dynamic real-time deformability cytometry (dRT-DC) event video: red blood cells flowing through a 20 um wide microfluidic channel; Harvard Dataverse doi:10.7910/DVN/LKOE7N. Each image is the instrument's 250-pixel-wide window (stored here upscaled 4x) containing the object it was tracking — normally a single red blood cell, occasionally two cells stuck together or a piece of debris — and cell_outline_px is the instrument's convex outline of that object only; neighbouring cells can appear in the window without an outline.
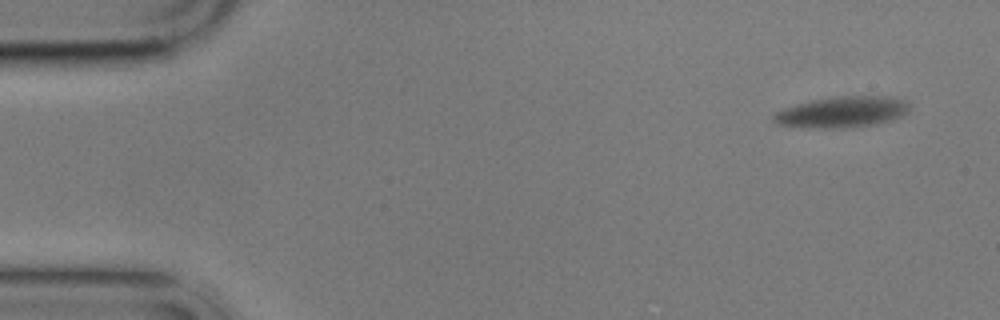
{"species": "common noctule bat (a hibernating species)", "species_latin": "Nyctalus noctula", "temperature_condition": "cold", "stored_images_in_passage": 5, "camera_frame_rate_fps": 3000, "um_per_image_px": 0.085, "animal": {"sex": "male", "body_mass_g": 17.9}, "frame": {"image": 1, "passage_image": 1, "time_ms": 0.0, "image_size_px": [1000, 320], "cell_outline_px": [[908, 112], [904, 116], [892, 120], [876, 124], [856, 128], [800, 128], [776, 124], [772, 120], [772, 116], [776, 112], [784, 108], [796, 104], [812, 100], [840, 96], [888, 96], [904, 100], [908, 104]], "centroid_in_image_um": [71.57, 9.54], "position_along_channel_um": 13.4, "area_um2": 24.97}}
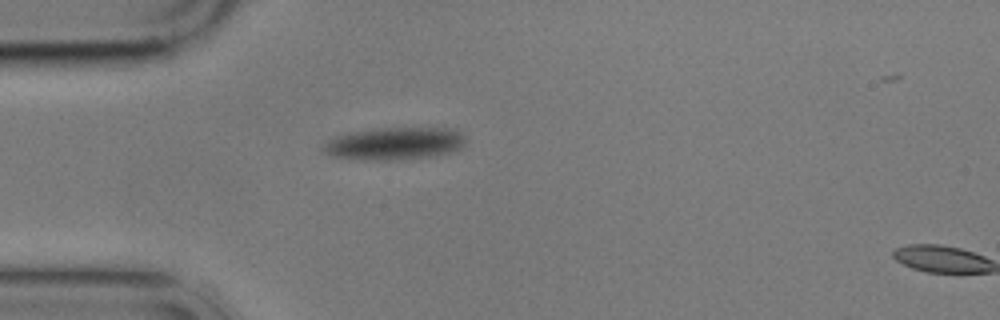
{"frame": {"image": 2, "passage_image": 4, "time_ms": 4.667, "image_size_px": [1000, 320], "cell_outline_px": [[464, 148], [456, 152], [432, 156], [400, 160], [360, 160], [332, 156], [320, 152], [320, 148], [328, 140], [336, 136], [348, 132], [380, 128], [456, 128], [464, 136]], "centroid_in_image_um": [33.54, 12.21], "position_along_channel_um": 51.5, "area_um2": 27.57}}